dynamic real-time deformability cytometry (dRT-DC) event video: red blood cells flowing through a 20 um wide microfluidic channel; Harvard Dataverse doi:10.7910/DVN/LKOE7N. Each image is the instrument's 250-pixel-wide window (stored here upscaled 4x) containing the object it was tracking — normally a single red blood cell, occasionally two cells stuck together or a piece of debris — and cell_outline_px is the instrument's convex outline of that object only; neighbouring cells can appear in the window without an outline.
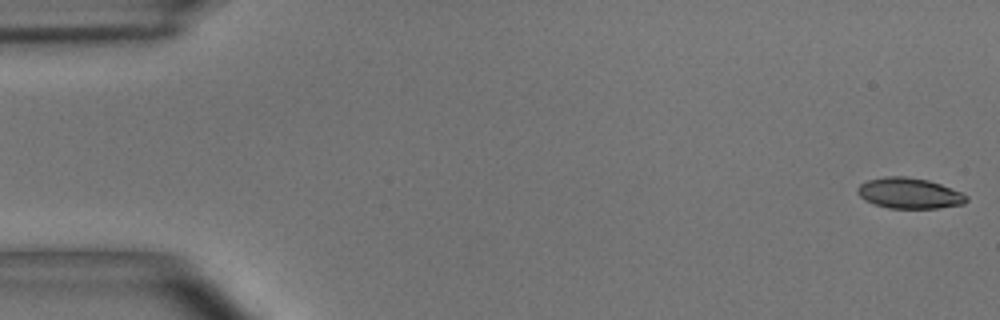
{"species": "common noctule bat (a hibernating species)", "species_latin": "Nyctalus noctula", "temperature_condition": "room temperature", "stored_images_in_passage": 54, "camera_frame_rate_fps": 3000, "um_per_image_px": 0.085, "animal": {"sex": "male", "body_mass_g": 15.6}, "frame": {"image": 1, "passage_image": 1, "time_ms": 0.0, "image_size_px": [1000, 320], "cell_outline_px": [[968, 200], [964, 204], [936, 208], [888, 208], [872, 204], [864, 200], [856, 192], [856, 188], [860, 184], [868, 180], [884, 176], [904, 176], [928, 180], [964, 192], [968, 196]], "centroid_in_image_um": [77.29, 16.42], "position_along_channel_um": 7.7, "area_um2": 19.71}}
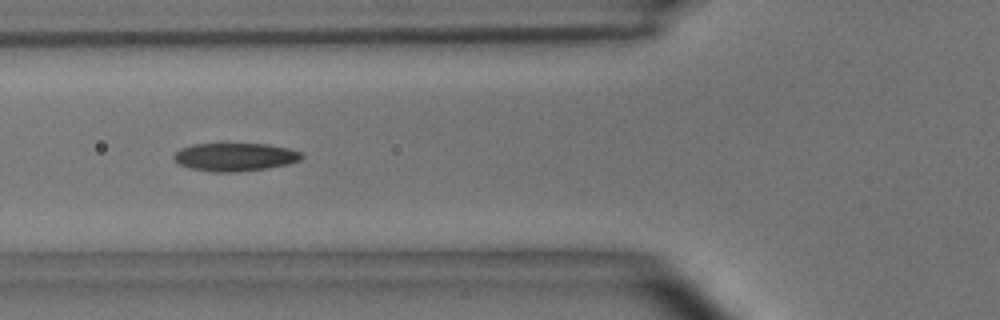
{"frame": {"image": 2, "passage_image": 20, "time_ms": 6.333, "image_size_px": [1000, 320], "cell_outline_px": [[304, 156], [300, 160], [288, 164], [268, 168], [236, 172], [212, 172], [188, 168], [172, 160], [172, 156], [180, 148], [192, 144], [268, 144], [288, 148], [300, 152]], "centroid_in_image_um": [19.94, 13.35], "position_along_channel_um": 105.9, "area_um2": 21.1}}
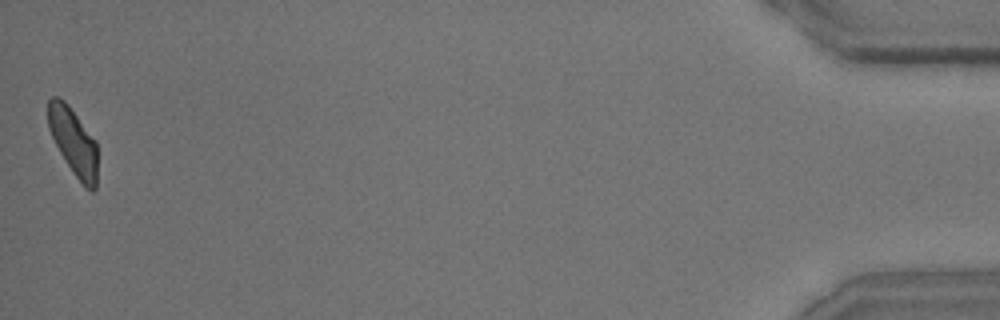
{"frame": {"image": 3, "passage_image": 54, "time_ms": 17.667, "image_size_px": [1000, 320], "cell_outline_px": [[96, 188], [92, 192], [84, 188], [72, 172], [60, 152], [48, 128], [48, 100], [52, 96], [60, 96], [68, 104], [96, 140]], "centroid_in_image_um": [6.23, 12.04], "position_along_channel_um": 429.0, "area_um2": 19.42}, "authors_computed_cell_mechanics": {"area_um2": 20.4612, "velocity_mm_per_s": 3.6617, "shape_relaxation_time_tau1_ms": 6.4633, "shape_relaxation_time_tau2_ms": 2.8108, "deformation_change_tau1": 0.1681, "deformation_change_tau2": 0.0911}}